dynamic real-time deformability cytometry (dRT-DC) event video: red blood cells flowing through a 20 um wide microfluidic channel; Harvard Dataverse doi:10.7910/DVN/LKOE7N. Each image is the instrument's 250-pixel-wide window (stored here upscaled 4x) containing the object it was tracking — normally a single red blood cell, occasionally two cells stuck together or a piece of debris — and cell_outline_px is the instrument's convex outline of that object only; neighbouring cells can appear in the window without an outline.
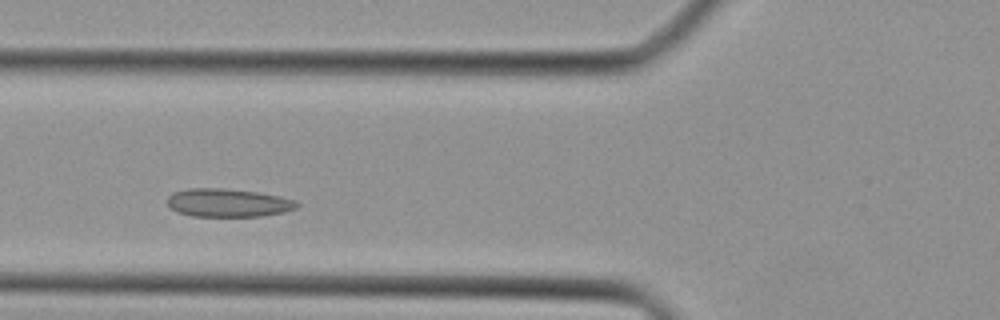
{"species": "Egyptian fruit bat (a non-hibernating species)", "species_latin": "Rousettus aegyptiacus", "temperature_condition": "cold", "stored_images_in_passage": 33, "camera_frame_rate_fps": 3000, "um_per_image_px": 0.085, "animal": {"sex": "female"}, "frame": {"image": 1, "passage_image": 7, "time_ms": 2.0, "image_size_px": [1000, 320], "cell_outline_px": [[300, 204], [296, 208], [284, 212], [264, 216], [192, 216], [176, 212], [168, 204], [168, 196], [176, 192], [188, 188], [224, 188], [256, 192], [280, 196], [296, 200]], "centroid_in_image_um": [19.41, 17.24], "position_along_channel_um": 106.4, "area_um2": 21.33}}
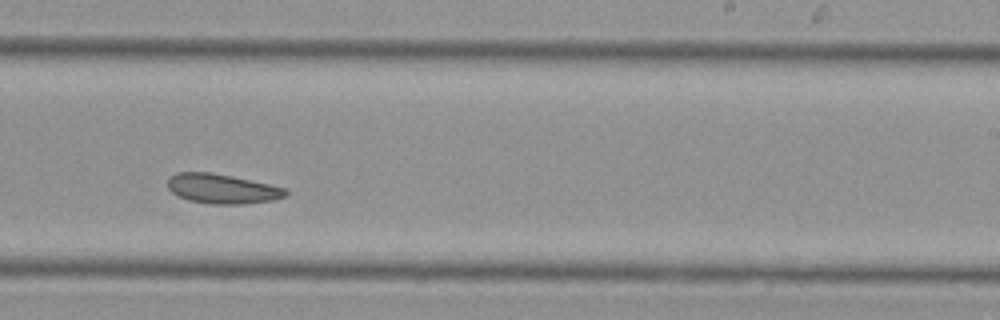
{"frame": {"image": 2, "passage_image": 17, "time_ms": 5.333, "image_size_px": [1000, 320], "cell_outline_px": [[288, 196], [276, 200], [244, 204], [208, 204], [188, 200], [172, 192], [168, 188], [168, 176], [176, 172], [208, 172], [232, 176], [268, 184], [284, 188], [288, 192]], "centroid_in_image_um": [18.88, 16.05], "position_along_channel_um": 270.1, "area_um2": 20.46}}
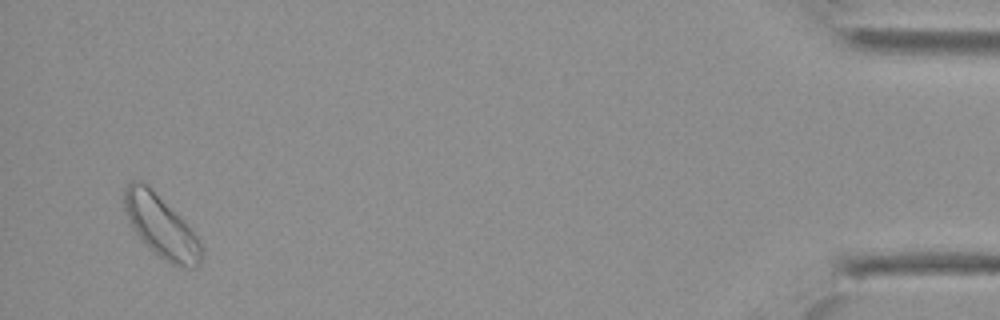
{"frame": {"image": 3, "passage_image": 31, "time_ms": 10.0, "image_size_px": [1000, 320], "cell_outline_px": [[204, 256], [200, 264], [196, 268], [184, 268], [172, 264], [164, 260], [136, 232], [128, 220], [124, 208], [124, 188], [132, 180], [140, 180], [180, 216], [192, 228], [200, 240], [204, 248]], "centroid_in_image_um": [13.76, 19.28], "position_along_channel_um": 421.4, "area_um2": 27.57}}